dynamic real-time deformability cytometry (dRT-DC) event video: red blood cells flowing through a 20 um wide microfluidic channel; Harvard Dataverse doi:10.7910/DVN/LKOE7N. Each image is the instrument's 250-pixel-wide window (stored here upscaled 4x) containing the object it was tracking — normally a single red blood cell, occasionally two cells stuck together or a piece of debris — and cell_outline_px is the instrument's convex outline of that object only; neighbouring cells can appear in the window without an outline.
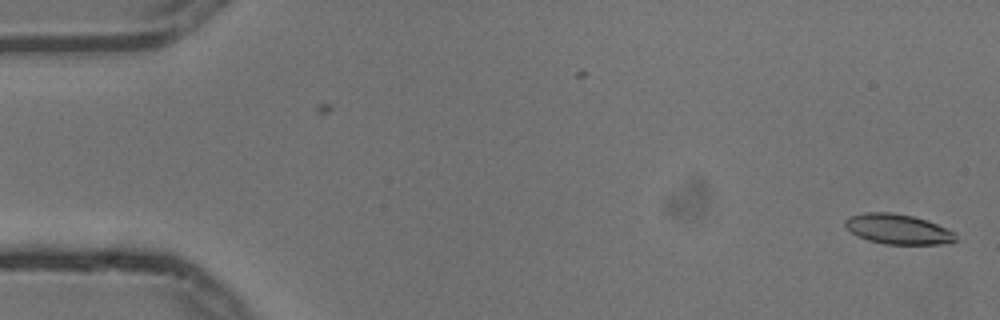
{"species": "common noctule bat (a hibernating species)", "species_latin": "Nyctalus noctula", "temperature_condition": "cold", "stored_images_in_passage": 5, "camera_frame_rate_fps": 3000, "um_per_image_px": 0.085, "animal": {"sex": "male", "body_mass_g": 13.3}, "frame": {"image": 1, "passage_image": 1, "time_ms": 0.0, "image_size_px": [1000, 320], "cell_outline_px": [[956, 240], [940, 244], [884, 244], [868, 240], [856, 236], [844, 224], [844, 220], [848, 216], [864, 212], [892, 212], [912, 216], [928, 220], [956, 232]], "centroid_in_image_um": [76.31, 19.46], "position_along_channel_um": 8.7, "area_um2": 19.48}}
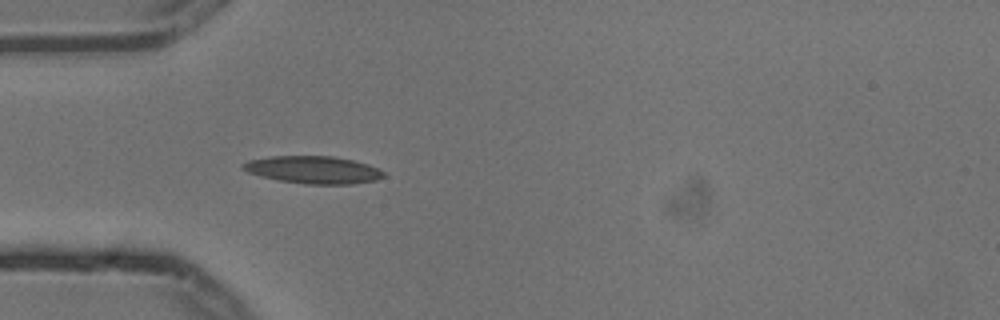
{"frame": {"image": 2, "passage_image": 5, "time_ms": 1.333, "image_size_px": [1000, 320], "cell_outline_px": [[384, 176], [376, 180], [352, 184], [304, 184], [280, 180], [260, 176], [248, 172], [240, 168], [240, 164], [248, 160], [272, 156], [332, 156], [352, 160], [368, 164], [384, 172]], "centroid_in_image_um": [26.59, 14.43], "position_along_channel_um": 58.4, "area_um2": 22.48}}